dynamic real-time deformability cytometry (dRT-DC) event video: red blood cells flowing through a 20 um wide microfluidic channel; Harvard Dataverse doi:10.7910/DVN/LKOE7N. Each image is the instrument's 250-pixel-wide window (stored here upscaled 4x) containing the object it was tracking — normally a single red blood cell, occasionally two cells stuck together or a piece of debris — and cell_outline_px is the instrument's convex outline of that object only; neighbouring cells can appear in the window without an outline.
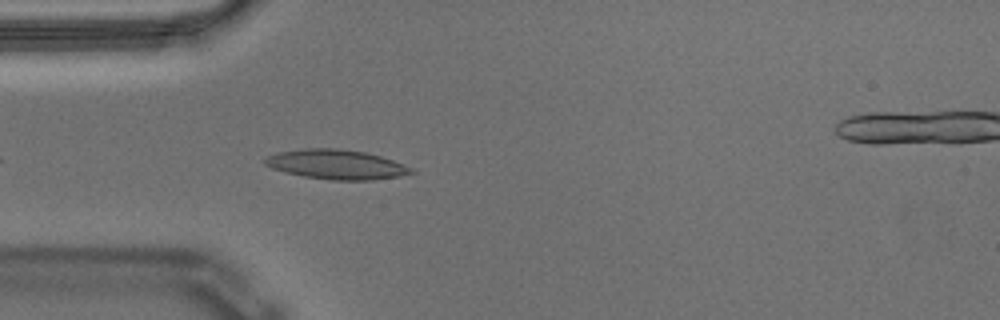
{"species": "Egyptian fruit bat (a non-hibernating species)", "species_latin": "Rousettus aegyptiacus", "temperature_condition": "warm", "stored_images_in_passage": 9, "camera_frame_rate_fps": 3000, "um_per_image_px": 0.085, "animal": {"sex": "male"}, "frame": {"image": 1, "passage_image": 4, "time_ms": 1.0, "image_size_px": [1000, 320], "cell_outline_px": [[416, 172], [396, 176], [372, 180], [332, 180], [304, 176], [284, 172], [272, 168], [264, 164], [264, 160], [268, 156], [276, 152], [304, 148], [336, 148], [364, 152], [380, 156], [392, 160], [412, 168]], "centroid_in_image_um": [28.54, 13.97], "position_along_channel_um": 56.5, "area_um2": 25.03}}